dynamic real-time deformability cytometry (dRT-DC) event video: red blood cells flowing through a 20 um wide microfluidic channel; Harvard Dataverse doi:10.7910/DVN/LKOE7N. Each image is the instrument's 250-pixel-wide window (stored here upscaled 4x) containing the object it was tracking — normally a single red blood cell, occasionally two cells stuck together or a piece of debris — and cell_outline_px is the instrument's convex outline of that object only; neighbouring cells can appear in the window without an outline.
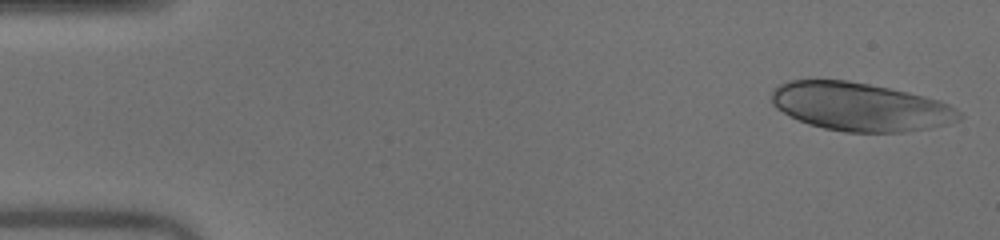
{"species": "human", "species_latin": "Homo sapiens", "temperature_condition": "warm", "stored_images_in_passage": 47, "camera_frame_rate_fps": 3000, "um_per_image_px": 0.085, "donor": {"sex": "male"}, "frame": {"image": 1, "passage_image": 1, "time_ms": 0.0, "image_size_px": [1000, 240], "cell_outline_px": [[964, 116], [960, 120], [948, 124], [928, 128], [904, 132], [844, 132], [824, 128], [808, 124], [776, 108], [772, 104], [772, 92], [780, 84], [788, 80], [848, 80], [908, 92], [940, 100], [956, 108]], "centroid_in_image_um": [73.15, 9.08], "position_along_channel_um": 11.8, "area_um2": 52.71}}
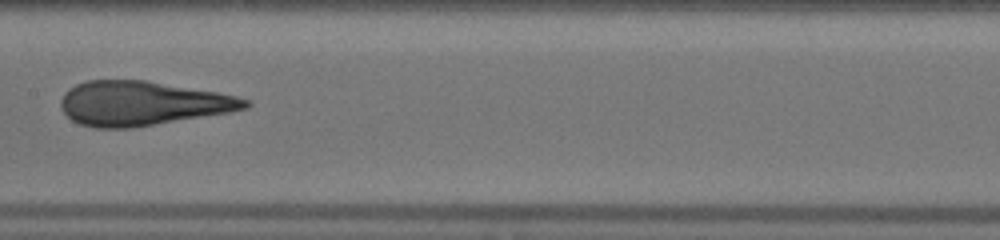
{"frame": {"image": 2, "passage_image": 23, "time_ms": 7.333, "image_size_px": [1000, 240], "cell_outline_px": [[252, 104], [248, 108], [228, 112], [132, 128], [96, 128], [80, 124], [72, 120], [60, 108], [60, 100], [64, 92], [68, 88], [76, 84], [88, 80], [144, 80], [216, 92], [236, 96], [248, 100]], "centroid_in_image_um": [12.04, 8.78], "position_along_channel_um": 195.4, "area_um2": 47.4}}
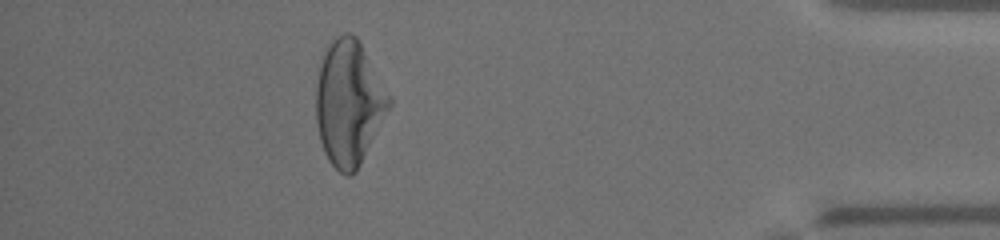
{"frame": {"image": 3, "passage_image": 42, "time_ms": 13.667, "image_size_px": [1000, 240], "cell_outline_px": [[392, 104], [356, 172], [352, 176], [344, 176], [328, 160], [324, 152], [320, 140], [316, 124], [316, 84], [320, 64], [324, 52], [332, 40], [336, 36], [344, 32], [352, 32], [356, 36], [392, 96]], "centroid_in_image_um": [29.66, 8.75], "position_along_channel_um": 405.5, "area_um2": 53.52}}